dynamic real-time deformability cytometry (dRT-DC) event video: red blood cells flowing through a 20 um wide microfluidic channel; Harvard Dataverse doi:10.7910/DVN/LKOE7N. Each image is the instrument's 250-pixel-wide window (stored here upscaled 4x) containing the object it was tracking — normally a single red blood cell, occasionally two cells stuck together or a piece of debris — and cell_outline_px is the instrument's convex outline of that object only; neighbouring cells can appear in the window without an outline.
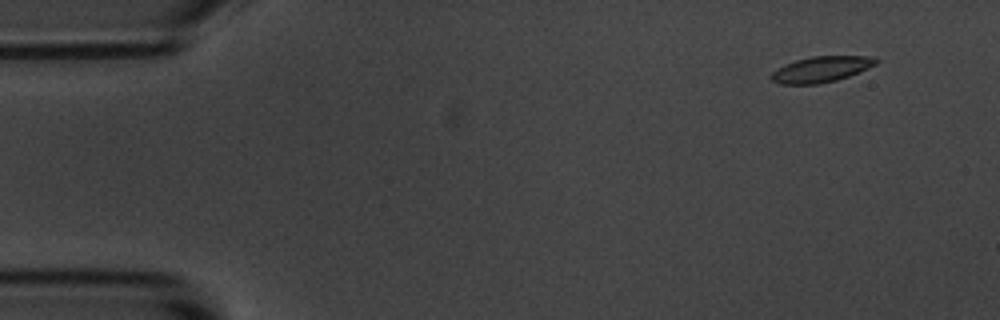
{"species": "common noctule bat (a hibernating species)", "species_latin": "Nyctalus noctula", "temperature_condition": "room temperature", "stored_images_in_passage": 14, "camera_frame_rate_fps": 3000, "um_per_image_px": 0.085, "animal": {"sex": "male", "body_mass_g": 20.1, "forearm_length_mm": 53.5}, "frame": {"image": 1, "passage_image": 1, "time_ms": 0.0, "image_size_px": [1000, 320], "cell_outline_px": [[880, 60], [876, 64], [868, 68], [848, 76], [836, 80], [820, 84], [780, 84], [772, 80], [772, 72], [776, 68], [784, 64], [796, 60], [812, 56], [876, 56]], "centroid_in_image_um": [69.82, 5.88], "position_along_channel_um": 15.2, "area_um2": 15.78}}
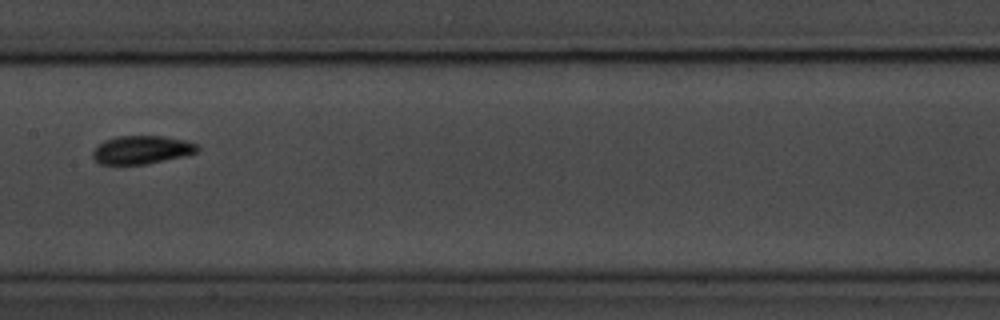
{"frame": {"image": 2, "passage_image": 7, "time_ms": 7.667, "image_size_px": [1000, 320], "cell_outline_px": [[200, 148], [196, 152], [184, 156], [148, 164], [100, 164], [92, 156], [92, 152], [104, 140], [116, 136], [164, 136], [184, 140], [196, 144]], "centroid_in_image_um": [12.05, 12.73], "position_along_channel_um": 195.4, "area_um2": 17.17}}
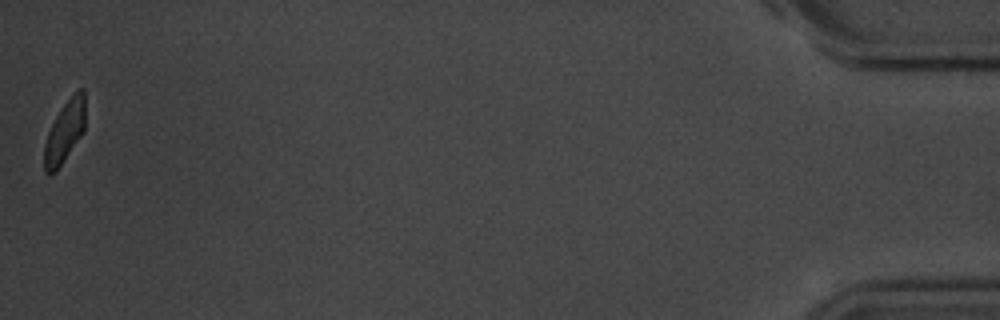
{"frame": {"image": 3, "passage_image": 14, "time_ms": 16.667, "image_size_px": [1000, 320], "cell_outline_px": [[84, 132], [56, 172], [44, 172], [44, 144], [48, 132], [56, 116], [64, 104], [80, 88], [84, 88]], "centroid_in_image_um": [5.49, 11.23], "position_along_channel_um": 429.7, "area_um2": 14.51}, "authors_computed_cell_mechanics": {"area_um2": 16.4441, "velocity_mm_per_s": 3.6551, "shape_relaxation_time_tau1_ms": 1.5595, "shape_relaxation_time_tau2_ms": null, "deformation_change_tau1": 0.077, "deformation_change_tau2": null}}